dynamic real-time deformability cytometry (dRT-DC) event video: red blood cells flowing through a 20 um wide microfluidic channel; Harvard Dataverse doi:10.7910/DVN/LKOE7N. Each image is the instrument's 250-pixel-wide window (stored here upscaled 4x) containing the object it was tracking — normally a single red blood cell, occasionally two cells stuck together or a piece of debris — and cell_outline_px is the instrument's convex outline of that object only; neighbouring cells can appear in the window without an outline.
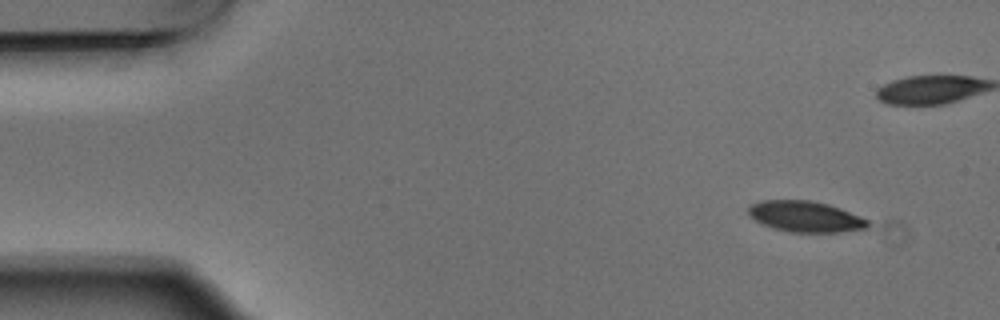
{"species": "Egyptian fruit bat (a non-hibernating species)", "species_latin": "Rousettus aegyptiacus", "temperature_condition": "warm", "stored_images_in_passage": 5, "camera_frame_rate_fps": 3000, "um_per_image_px": 0.085, "animal": {"sex": "male"}, "frame": {"image": 1, "passage_image": 1, "time_ms": 0.0, "image_size_px": [1000, 320], "cell_outline_px": [[868, 228], [840, 232], [788, 232], [772, 228], [756, 220], [748, 212], [748, 208], [752, 204], [764, 200], [808, 200], [828, 204], [840, 208], [860, 216], [868, 220]], "centroid_in_image_um": [68.48, 18.41], "position_along_channel_um": 16.5, "area_um2": 21.33}}